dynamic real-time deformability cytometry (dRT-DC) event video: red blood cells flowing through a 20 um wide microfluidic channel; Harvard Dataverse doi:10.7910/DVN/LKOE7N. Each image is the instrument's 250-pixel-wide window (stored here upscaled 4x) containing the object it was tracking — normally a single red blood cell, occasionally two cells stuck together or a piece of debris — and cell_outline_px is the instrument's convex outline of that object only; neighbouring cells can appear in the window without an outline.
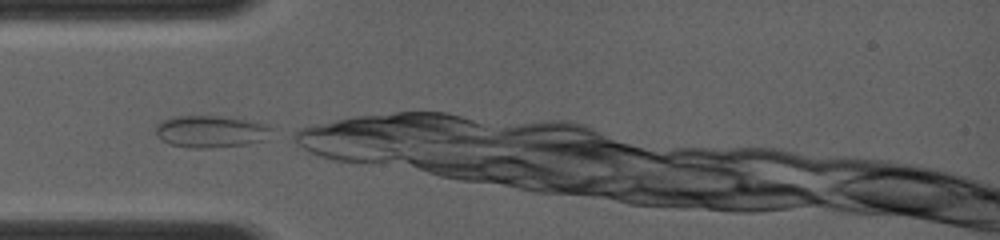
{"species": "common noctule bat (a hibernating species)", "species_latin": "Nyctalus noctula", "temperature_condition": "room temperature", "stored_images_in_passage": 20, "camera_frame_rate_fps": 4000, "um_per_image_px": 0.085, "animal": {"sex": "female", "body_mass_g": 19.0, "forearm_length_mm": 56.7}, "frame": {"image": 1, "passage_image": 1, "time_ms": 0.0, "image_size_px": [1000, 240], "cell_outline_px": [[268, 140], [244, 144], [208, 148], [188, 148], [168, 144], [160, 140], [156, 136], [156, 124], [164, 120], [176, 116], [220, 116], [268, 124]], "centroid_in_image_um": [17.85, 11.19], "position_along_channel_um": 67.2, "area_um2": 21.5}}
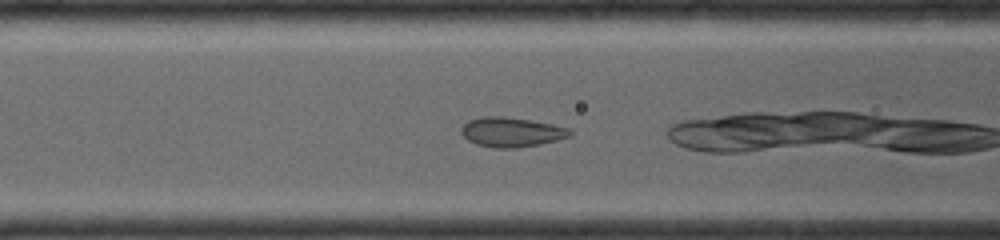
{"frame": {"image": 2, "passage_image": 4, "time_ms": 1.25, "image_size_px": [1000, 240], "cell_outline_px": [[572, 136], [540, 144], [516, 148], [496, 148], [476, 144], [468, 140], [460, 132], [460, 128], [468, 120], [480, 116], [500, 116], [528, 120], [552, 124], [568, 128], [572, 132]], "centroid_in_image_um": [43.44, 11.23], "position_along_channel_um": 123.2, "area_um2": 18.73}}